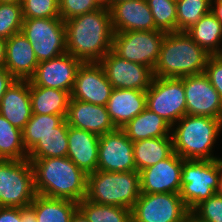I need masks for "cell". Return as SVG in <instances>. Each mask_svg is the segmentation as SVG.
<instances>
[{
    "instance_id": "c3c4849f",
    "label": "cell",
    "mask_w": 222,
    "mask_h": 222,
    "mask_svg": "<svg viewBox=\"0 0 222 222\" xmlns=\"http://www.w3.org/2000/svg\"><path fill=\"white\" fill-rule=\"evenodd\" d=\"M217 193L222 196V170H221L219 189H218Z\"/></svg>"
},
{
    "instance_id": "d6a6232c",
    "label": "cell",
    "mask_w": 222,
    "mask_h": 222,
    "mask_svg": "<svg viewBox=\"0 0 222 222\" xmlns=\"http://www.w3.org/2000/svg\"><path fill=\"white\" fill-rule=\"evenodd\" d=\"M212 0H176V32H186L211 11Z\"/></svg>"
},
{
    "instance_id": "f907efd6",
    "label": "cell",
    "mask_w": 222,
    "mask_h": 222,
    "mask_svg": "<svg viewBox=\"0 0 222 222\" xmlns=\"http://www.w3.org/2000/svg\"><path fill=\"white\" fill-rule=\"evenodd\" d=\"M215 56L222 62V49H220Z\"/></svg>"
},
{
    "instance_id": "ffe728a7",
    "label": "cell",
    "mask_w": 222,
    "mask_h": 222,
    "mask_svg": "<svg viewBox=\"0 0 222 222\" xmlns=\"http://www.w3.org/2000/svg\"><path fill=\"white\" fill-rule=\"evenodd\" d=\"M38 64L33 47L22 32L6 39L5 68L17 80H29Z\"/></svg>"
},
{
    "instance_id": "83f0119b",
    "label": "cell",
    "mask_w": 222,
    "mask_h": 222,
    "mask_svg": "<svg viewBox=\"0 0 222 222\" xmlns=\"http://www.w3.org/2000/svg\"><path fill=\"white\" fill-rule=\"evenodd\" d=\"M30 206L35 210L37 222H70L78 203L68 199L36 195Z\"/></svg>"
},
{
    "instance_id": "8992f818",
    "label": "cell",
    "mask_w": 222,
    "mask_h": 222,
    "mask_svg": "<svg viewBox=\"0 0 222 222\" xmlns=\"http://www.w3.org/2000/svg\"><path fill=\"white\" fill-rule=\"evenodd\" d=\"M221 170L222 158L185 160L183 162L179 194L190 211L202 201L217 193Z\"/></svg>"
},
{
    "instance_id": "74e56055",
    "label": "cell",
    "mask_w": 222,
    "mask_h": 222,
    "mask_svg": "<svg viewBox=\"0 0 222 222\" xmlns=\"http://www.w3.org/2000/svg\"><path fill=\"white\" fill-rule=\"evenodd\" d=\"M191 212L204 222H222V196L215 193Z\"/></svg>"
},
{
    "instance_id": "7402d4cb",
    "label": "cell",
    "mask_w": 222,
    "mask_h": 222,
    "mask_svg": "<svg viewBox=\"0 0 222 222\" xmlns=\"http://www.w3.org/2000/svg\"><path fill=\"white\" fill-rule=\"evenodd\" d=\"M0 114L13 126L23 130L32 117L29 80H16L0 102Z\"/></svg>"
},
{
    "instance_id": "4dcf8cb0",
    "label": "cell",
    "mask_w": 222,
    "mask_h": 222,
    "mask_svg": "<svg viewBox=\"0 0 222 222\" xmlns=\"http://www.w3.org/2000/svg\"><path fill=\"white\" fill-rule=\"evenodd\" d=\"M78 209L89 222H132L131 210L113 205H103L84 198L78 202Z\"/></svg>"
},
{
    "instance_id": "e575fe53",
    "label": "cell",
    "mask_w": 222,
    "mask_h": 222,
    "mask_svg": "<svg viewBox=\"0 0 222 222\" xmlns=\"http://www.w3.org/2000/svg\"><path fill=\"white\" fill-rule=\"evenodd\" d=\"M23 21L21 3H0V38L6 40L21 32Z\"/></svg>"
},
{
    "instance_id": "d590c367",
    "label": "cell",
    "mask_w": 222,
    "mask_h": 222,
    "mask_svg": "<svg viewBox=\"0 0 222 222\" xmlns=\"http://www.w3.org/2000/svg\"><path fill=\"white\" fill-rule=\"evenodd\" d=\"M23 18L60 17L58 0H22Z\"/></svg>"
},
{
    "instance_id": "e0dca14e",
    "label": "cell",
    "mask_w": 222,
    "mask_h": 222,
    "mask_svg": "<svg viewBox=\"0 0 222 222\" xmlns=\"http://www.w3.org/2000/svg\"><path fill=\"white\" fill-rule=\"evenodd\" d=\"M185 160L175 152L140 173L141 193H175L181 191V172Z\"/></svg>"
},
{
    "instance_id": "f1b7e54d",
    "label": "cell",
    "mask_w": 222,
    "mask_h": 222,
    "mask_svg": "<svg viewBox=\"0 0 222 222\" xmlns=\"http://www.w3.org/2000/svg\"><path fill=\"white\" fill-rule=\"evenodd\" d=\"M68 127L64 119L54 131L44 135L28 152L27 159L66 157L68 151Z\"/></svg>"
},
{
    "instance_id": "d4e9b609",
    "label": "cell",
    "mask_w": 222,
    "mask_h": 222,
    "mask_svg": "<svg viewBox=\"0 0 222 222\" xmlns=\"http://www.w3.org/2000/svg\"><path fill=\"white\" fill-rule=\"evenodd\" d=\"M33 114L61 115L66 118L71 94L60 89L30 85Z\"/></svg>"
},
{
    "instance_id": "44dd1931",
    "label": "cell",
    "mask_w": 222,
    "mask_h": 222,
    "mask_svg": "<svg viewBox=\"0 0 222 222\" xmlns=\"http://www.w3.org/2000/svg\"><path fill=\"white\" fill-rule=\"evenodd\" d=\"M99 135L68 127L67 157L87 175L97 171Z\"/></svg>"
},
{
    "instance_id": "681fc988",
    "label": "cell",
    "mask_w": 222,
    "mask_h": 222,
    "mask_svg": "<svg viewBox=\"0 0 222 222\" xmlns=\"http://www.w3.org/2000/svg\"><path fill=\"white\" fill-rule=\"evenodd\" d=\"M122 0H107V7L110 8L114 3Z\"/></svg>"
},
{
    "instance_id": "b9f144b4",
    "label": "cell",
    "mask_w": 222,
    "mask_h": 222,
    "mask_svg": "<svg viewBox=\"0 0 222 222\" xmlns=\"http://www.w3.org/2000/svg\"><path fill=\"white\" fill-rule=\"evenodd\" d=\"M21 222H37L35 210L30 205L21 208Z\"/></svg>"
},
{
    "instance_id": "9c48e42d",
    "label": "cell",
    "mask_w": 222,
    "mask_h": 222,
    "mask_svg": "<svg viewBox=\"0 0 222 222\" xmlns=\"http://www.w3.org/2000/svg\"><path fill=\"white\" fill-rule=\"evenodd\" d=\"M165 35L160 30L114 32L112 51L123 59L153 70Z\"/></svg>"
},
{
    "instance_id": "7c38bea8",
    "label": "cell",
    "mask_w": 222,
    "mask_h": 222,
    "mask_svg": "<svg viewBox=\"0 0 222 222\" xmlns=\"http://www.w3.org/2000/svg\"><path fill=\"white\" fill-rule=\"evenodd\" d=\"M99 63L113 88L147 91L154 79L151 68L123 59L112 50Z\"/></svg>"
},
{
    "instance_id": "8fae6325",
    "label": "cell",
    "mask_w": 222,
    "mask_h": 222,
    "mask_svg": "<svg viewBox=\"0 0 222 222\" xmlns=\"http://www.w3.org/2000/svg\"><path fill=\"white\" fill-rule=\"evenodd\" d=\"M191 211L175 193H141L131 209L132 222H183Z\"/></svg>"
},
{
    "instance_id": "f6af8a7d",
    "label": "cell",
    "mask_w": 222,
    "mask_h": 222,
    "mask_svg": "<svg viewBox=\"0 0 222 222\" xmlns=\"http://www.w3.org/2000/svg\"><path fill=\"white\" fill-rule=\"evenodd\" d=\"M70 222H89L85 215L77 209L72 215Z\"/></svg>"
},
{
    "instance_id": "2e32d148",
    "label": "cell",
    "mask_w": 222,
    "mask_h": 222,
    "mask_svg": "<svg viewBox=\"0 0 222 222\" xmlns=\"http://www.w3.org/2000/svg\"><path fill=\"white\" fill-rule=\"evenodd\" d=\"M82 62L70 53L39 62L34 75L29 79L30 85L60 89L71 94L76 73Z\"/></svg>"
},
{
    "instance_id": "1f68e13d",
    "label": "cell",
    "mask_w": 222,
    "mask_h": 222,
    "mask_svg": "<svg viewBox=\"0 0 222 222\" xmlns=\"http://www.w3.org/2000/svg\"><path fill=\"white\" fill-rule=\"evenodd\" d=\"M64 118L61 115L33 114L22 130L23 144L29 152L49 132L54 131Z\"/></svg>"
},
{
    "instance_id": "30bf717a",
    "label": "cell",
    "mask_w": 222,
    "mask_h": 222,
    "mask_svg": "<svg viewBox=\"0 0 222 222\" xmlns=\"http://www.w3.org/2000/svg\"><path fill=\"white\" fill-rule=\"evenodd\" d=\"M147 108L173 126L186 113V97L182 78L154 77L146 91Z\"/></svg>"
},
{
    "instance_id": "ba28073f",
    "label": "cell",
    "mask_w": 222,
    "mask_h": 222,
    "mask_svg": "<svg viewBox=\"0 0 222 222\" xmlns=\"http://www.w3.org/2000/svg\"><path fill=\"white\" fill-rule=\"evenodd\" d=\"M21 32L33 47L38 62L67 52L65 21L56 18H24Z\"/></svg>"
},
{
    "instance_id": "5bb4252c",
    "label": "cell",
    "mask_w": 222,
    "mask_h": 222,
    "mask_svg": "<svg viewBox=\"0 0 222 222\" xmlns=\"http://www.w3.org/2000/svg\"><path fill=\"white\" fill-rule=\"evenodd\" d=\"M187 115L222 119V100L205 73L183 77Z\"/></svg>"
},
{
    "instance_id": "816d5d0a",
    "label": "cell",
    "mask_w": 222,
    "mask_h": 222,
    "mask_svg": "<svg viewBox=\"0 0 222 222\" xmlns=\"http://www.w3.org/2000/svg\"><path fill=\"white\" fill-rule=\"evenodd\" d=\"M99 1L107 7V0H99Z\"/></svg>"
},
{
    "instance_id": "cb8c5ba5",
    "label": "cell",
    "mask_w": 222,
    "mask_h": 222,
    "mask_svg": "<svg viewBox=\"0 0 222 222\" xmlns=\"http://www.w3.org/2000/svg\"><path fill=\"white\" fill-rule=\"evenodd\" d=\"M171 128L172 126L161 116L146 107L122 129L127 137L135 142L149 138L171 137Z\"/></svg>"
},
{
    "instance_id": "4316f807",
    "label": "cell",
    "mask_w": 222,
    "mask_h": 222,
    "mask_svg": "<svg viewBox=\"0 0 222 222\" xmlns=\"http://www.w3.org/2000/svg\"><path fill=\"white\" fill-rule=\"evenodd\" d=\"M186 32L211 56L216 55L221 49L219 45L222 44V24L211 11L203 15Z\"/></svg>"
},
{
    "instance_id": "4fadbf2b",
    "label": "cell",
    "mask_w": 222,
    "mask_h": 222,
    "mask_svg": "<svg viewBox=\"0 0 222 222\" xmlns=\"http://www.w3.org/2000/svg\"><path fill=\"white\" fill-rule=\"evenodd\" d=\"M97 170L109 172L136 171L133 142L122 128L99 137Z\"/></svg>"
},
{
    "instance_id": "bcb514c9",
    "label": "cell",
    "mask_w": 222,
    "mask_h": 222,
    "mask_svg": "<svg viewBox=\"0 0 222 222\" xmlns=\"http://www.w3.org/2000/svg\"><path fill=\"white\" fill-rule=\"evenodd\" d=\"M183 222H204L201 221L198 217H196L192 212H190L186 219Z\"/></svg>"
},
{
    "instance_id": "484cf974",
    "label": "cell",
    "mask_w": 222,
    "mask_h": 222,
    "mask_svg": "<svg viewBox=\"0 0 222 222\" xmlns=\"http://www.w3.org/2000/svg\"><path fill=\"white\" fill-rule=\"evenodd\" d=\"M174 153L172 137L149 138L133 142L136 171L155 165Z\"/></svg>"
},
{
    "instance_id": "3957f363",
    "label": "cell",
    "mask_w": 222,
    "mask_h": 222,
    "mask_svg": "<svg viewBox=\"0 0 222 222\" xmlns=\"http://www.w3.org/2000/svg\"><path fill=\"white\" fill-rule=\"evenodd\" d=\"M210 56L187 32L166 33L153 69L154 77L182 78L204 73Z\"/></svg>"
},
{
    "instance_id": "277c9868",
    "label": "cell",
    "mask_w": 222,
    "mask_h": 222,
    "mask_svg": "<svg viewBox=\"0 0 222 222\" xmlns=\"http://www.w3.org/2000/svg\"><path fill=\"white\" fill-rule=\"evenodd\" d=\"M221 130L222 119L186 114L171 128L174 152L184 160L221 159L212 155Z\"/></svg>"
},
{
    "instance_id": "603a6c76",
    "label": "cell",
    "mask_w": 222,
    "mask_h": 222,
    "mask_svg": "<svg viewBox=\"0 0 222 222\" xmlns=\"http://www.w3.org/2000/svg\"><path fill=\"white\" fill-rule=\"evenodd\" d=\"M147 107L146 91L113 88L106 104L107 112L116 128H123Z\"/></svg>"
},
{
    "instance_id": "7a4b0ae2",
    "label": "cell",
    "mask_w": 222,
    "mask_h": 222,
    "mask_svg": "<svg viewBox=\"0 0 222 222\" xmlns=\"http://www.w3.org/2000/svg\"><path fill=\"white\" fill-rule=\"evenodd\" d=\"M28 160L33 168L37 195L77 203L86 197L88 175L67 156Z\"/></svg>"
},
{
    "instance_id": "7dc6e473",
    "label": "cell",
    "mask_w": 222,
    "mask_h": 222,
    "mask_svg": "<svg viewBox=\"0 0 222 222\" xmlns=\"http://www.w3.org/2000/svg\"><path fill=\"white\" fill-rule=\"evenodd\" d=\"M0 3H22V0H0Z\"/></svg>"
},
{
    "instance_id": "ab89813d",
    "label": "cell",
    "mask_w": 222,
    "mask_h": 222,
    "mask_svg": "<svg viewBox=\"0 0 222 222\" xmlns=\"http://www.w3.org/2000/svg\"><path fill=\"white\" fill-rule=\"evenodd\" d=\"M0 222H21V208L0 207Z\"/></svg>"
},
{
    "instance_id": "8d00e7d4",
    "label": "cell",
    "mask_w": 222,
    "mask_h": 222,
    "mask_svg": "<svg viewBox=\"0 0 222 222\" xmlns=\"http://www.w3.org/2000/svg\"><path fill=\"white\" fill-rule=\"evenodd\" d=\"M99 0H59L60 17L65 21L99 9Z\"/></svg>"
},
{
    "instance_id": "60d3db41",
    "label": "cell",
    "mask_w": 222,
    "mask_h": 222,
    "mask_svg": "<svg viewBox=\"0 0 222 222\" xmlns=\"http://www.w3.org/2000/svg\"><path fill=\"white\" fill-rule=\"evenodd\" d=\"M16 80L17 79L8 72L5 67L0 68V102L6 91Z\"/></svg>"
},
{
    "instance_id": "f546056e",
    "label": "cell",
    "mask_w": 222,
    "mask_h": 222,
    "mask_svg": "<svg viewBox=\"0 0 222 222\" xmlns=\"http://www.w3.org/2000/svg\"><path fill=\"white\" fill-rule=\"evenodd\" d=\"M27 157L22 130L13 126L0 114V159L26 160Z\"/></svg>"
},
{
    "instance_id": "6da1fadb",
    "label": "cell",
    "mask_w": 222,
    "mask_h": 222,
    "mask_svg": "<svg viewBox=\"0 0 222 222\" xmlns=\"http://www.w3.org/2000/svg\"><path fill=\"white\" fill-rule=\"evenodd\" d=\"M67 53L82 63L99 62L112 50L113 27L110 9H99L65 20Z\"/></svg>"
},
{
    "instance_id": "ee69618b",
    "label": "cell",
    "mask_w": 222,
    "mask_h": 222,
    "mask_svg": "<svg viewBox=\"0 0 222 222\" xmlns=\"http://www.w3.org/2000/svg\"><path fill=\"white\" fill-rule=\"evenodd\" d=\"M6 40L0 38V68L5 67Z\"/></svg>"
},
{
    "instance_id": "ac0fdd59",
    "label": "cell",
    "mask_w": 222,
    "mask_h": 222,
    "mask_svg": "<svg viewBox=\"0 0 222 222\" xmlns=\"http://www.w3.org/2000/svg\"><path fill=\"white\" fill-rule=\"evenodd\" d=\"M109 9L114 32L156 30L153 14L146 0H122Z\"/></svg>"
},
{
    "instance_id": "d6986e66",
    "label": "cell",
    "mask_w": 222,
    "mask_h": 222,
    "mask_svg": "<svg viewBox=\"0 0 222 222\" xmlns=\"http://www.w3.org/2000/svg\"><path fill=\"white\" fill-rule=\"evenodd\" d=\"M66 121L69 126L95 133L99 136L116 129L106 106L70 98Z\"/></svg>"
},
{
    "instance_id": "836d02e7",
    "label": "cell",
    "mask_w": 222,
    "mask_h": 222,
    "mask_svg": "<svg viewBox=\"0 0 222 222\" xmlns=\"http://www.w3.org/2000/svg\"><path fill=\"white\" fill-rule=\"evenodd\" d=\"M153 14L156 30L176 32V0H146Z\"/></svg>"
},
{
    "instance_id": "9a60e30c",
    "label": "cell",
    "mask_w": 222,
    "mask_h": 222,
    "mask_svg": "<svg viewBox=\"0 0 222 222\" xmlns=\"http://www.w3.org/2000/svg\"><path fill=\"white\" fill-rule=\"evenodd\" d=\"M113 86L99 62L82 63L76 73L71 98L95 105L106 106Z\"/></svg>"
},
{
    "instance_id": "f35d334b",
    "label": "cell",
    "mask_w": 222,
    "mask_h": 222,
    "mask_svg": "<svg viewBox=\"0 0 222 222\" xmlns=\"http://www.w3.org/2000/svg\"><path fill=\"white\" fill-rule=\"evenodd\" d=\"M204 73L222 100V62L215 55L209 57Z\"/></svg>"
},
{
    "instance_id": "7bdbcfd3",
    "label": "cell",
    "mask_w": 222,
    "mask_h": 222,
    "mask_svg": "<svg viewBox=\"0 0 222 222\" xmlns=\"http://www.w3.org/2000/svg\"><path fill=\"white\" fill-rule=\"evenodd\" d=\"M214 4V6H213ZM211 12L217 17L222 24V0H212Z\"/></svg>"
},
{
    "instance_id": "52a82bcc",
    "label": "cell",
    "mask_w": 222,
    "mask_h": 222,
    "mask_svg": "<svg viewBox=\"0 0 222 222\" xmlns=\"http://www.w3.org/2000/svg\"><path fill=\"white\" fill-rule=\"evenodd\" d=\"M36 195L31 162L0 159V207H26Z\"/></svg>"
},
{
    "instance_id": "5b68a950",
    "label": "cell",
    "mask_w": 222,
    "mask_h": 222,
    "mask_svg": "<svg viewBox=\"0 0 222 222\" xmlns=\"http://www.w3.org/2000/svg\"><path fill=\"white\" fill-rule=\"evenodd\" d=\"M138 171L109 172L97 170L87 176L86 199L103 205L132 209L140 197Z\"/></svg>"
}]
</instances>
